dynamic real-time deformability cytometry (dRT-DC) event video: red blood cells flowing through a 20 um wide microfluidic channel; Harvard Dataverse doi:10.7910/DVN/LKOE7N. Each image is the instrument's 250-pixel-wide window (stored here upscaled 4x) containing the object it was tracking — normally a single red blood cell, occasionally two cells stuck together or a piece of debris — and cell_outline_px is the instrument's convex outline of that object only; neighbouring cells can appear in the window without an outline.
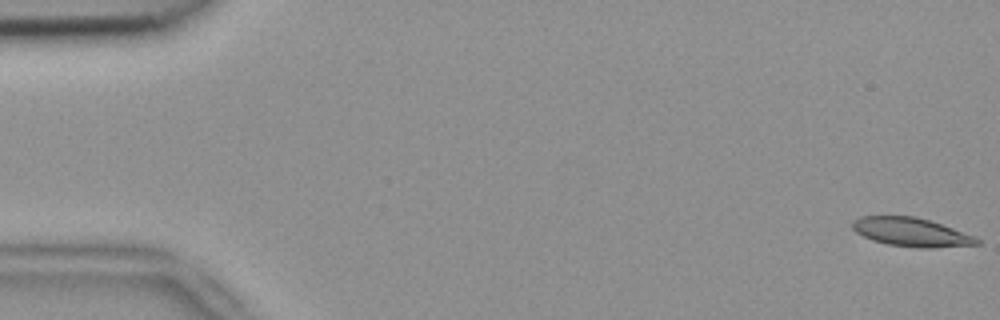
{"species": "common noctule bat (a hibernating species)", "species_latin": "Nyctalus noctula", "temperature_condition": "room temperature", "stored_images_in_passage": 54, "camera_frame_rate_fps": 3000, "um_per_image_px": 0.085, "animal": {"sex": "female", "body_mass_g": 18.4}, "frame": {"image": 1, "passage_image": 1, "time_ms": 0.0, "image_size_px": [1000, 320], "cell_outline_px": [[980, 244], [932, 248], [920, 248], [888, 244], [872, 240], [856, 232], [852, 228], [852, 220], [860, 216], [916, 216], [952, 228], [972, 236], [980, 240]], "centroid_in_image_um": [77.41, 19.73], "position_along_channel_um": 7.6, "area_um2": 20.58}}
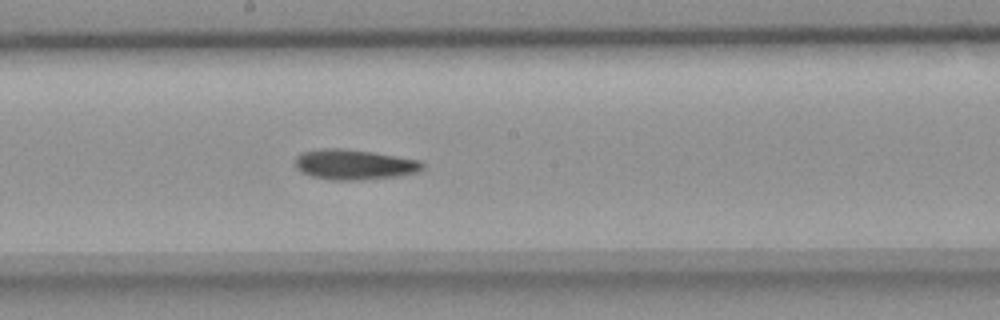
{"frame": {"image": 2, "passage_image": 29, "time_ms": 9.333, "image_size_px": [1000, 320], "cell_outline_px": [[424, 168], [420, 172], [396, 176], [364, 180], [332, 180], [312, 176], [300, 172], [296, 168], [296, 156], [304, 152], [324, 148], [340, 148], [372, 152], [420, 160], [424, 164]], "centroid_in_image_um": [30.13, 13.99], "position_along_channel_um": 218.1, "area_um2": 22.43}}
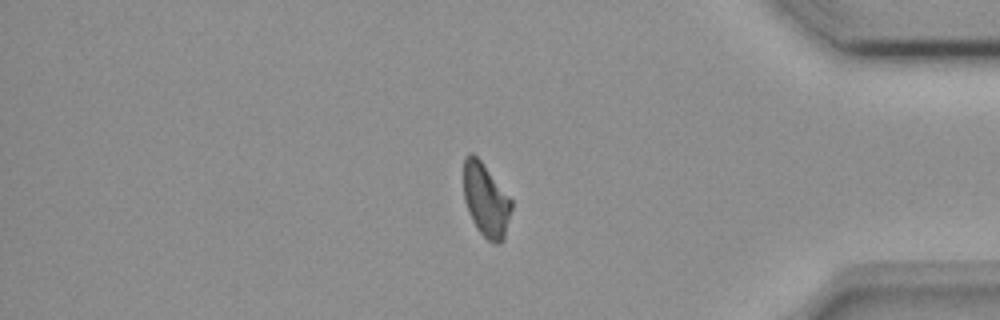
{"frame": {"image": 3, "passage_image": 45, "time_ms": 14.667, "image_size_px": [1000, 320], "cell_outline_px": [[512, 208], [504, 240], [500, 244], [492, 244], [476, 228], [468, 212], [464, 200], [464, 156], [468, 152], [472, 152], [480, 160], [512, 200]], "centroid_in_image_um": [41.3, 17.03], "position_along_channel_um": 393.9, "area_um2": 20.52}, "authors_computed_cell_mechanics": {"area_um2": 21.5594, "velocity_mm_per_s": 3.8195, "shape_relaxation_time_tau1_ms": 6.1037, "shape_relaxation_time_tau2_ms": null, "deformation_change_tau1": 0.1561, "deformation_change_tau2": null}}